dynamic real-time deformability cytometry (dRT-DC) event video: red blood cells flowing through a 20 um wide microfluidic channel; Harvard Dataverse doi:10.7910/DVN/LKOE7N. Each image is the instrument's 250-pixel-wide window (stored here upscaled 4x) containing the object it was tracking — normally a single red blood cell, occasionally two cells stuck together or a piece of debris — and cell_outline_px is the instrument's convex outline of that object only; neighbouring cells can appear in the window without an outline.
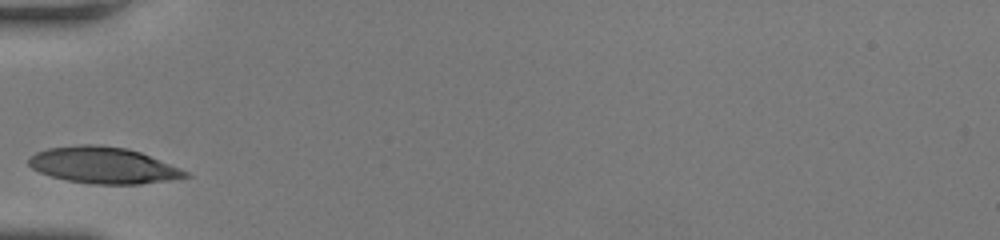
{"species": "human", "species_latin": "Homo sapiens", "temperature_condition": "room temperature", "stored_images_in_passage": 24, "camera_frame_rate_fps": 3000, "um_per_image_px": 0.085, "donor": {"sex": "female"}, "frame": {"image": 1, "passage_image": 1, "time_ms": 0.0, "image_size_px": [1000, 240], "cell_outline_px": [[192, 176], [172, 180], [140, 184], [92, 184], [68, 180], [52, 176], [40, 172], [32, 168], [28, 164], [28, 156], [36, 152], [48, 148], [76, 144], [96, 144], [128, 148], [140, 152], [180, 168], [188, 172]], "centroid_in_image_um": [8.78, 14.04], "position_along_channel_um": 76.2, "area_um2": 33.35}}
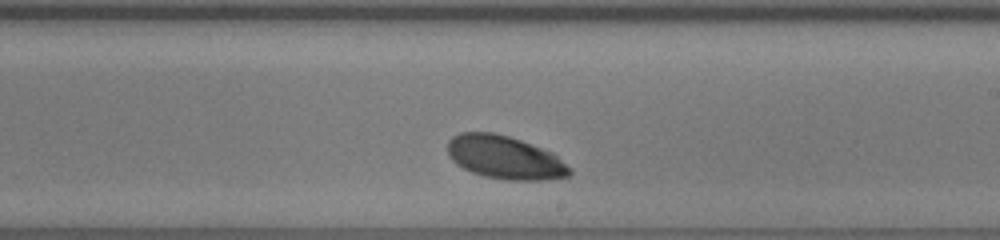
{"frame": {"image": 2, "passage_image": 14, "time_ms": 4.333, "image_size_px": [1000, 240], "cell_outline_px": [[572, 172], [568, 176], [540, 180], [508, 180], [484, 176], [472, 172], [456, 164], [452, 160], [448, 152], [448, 140], [452, 136], [460, 132], [492, 132], [508, 136], [520, 140], [552, 152], [572, 168]], "centroid_in_image_um": [42.9, 13.38], "position_along_channel_um": 246.1, "area_um2": 30.63}}
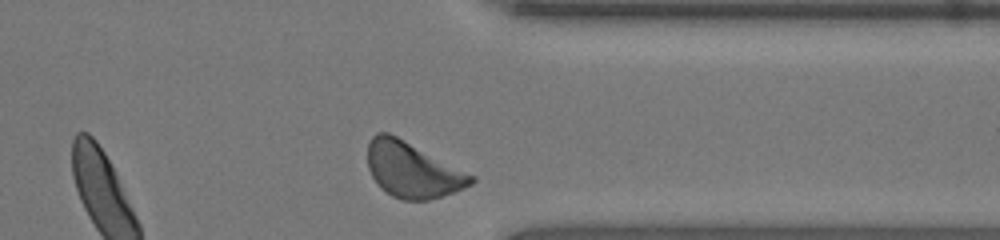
{"frame": {"image": 3, "passage_image": 24, "time_ms": 7.667, "image_size_px": [1000, 240], "cell_outline_px": [[476, 180], [472, 184], [464, 188], [428, 200], [404, 200], [392, 196], [372, 176], [368, 168], [368, 140], [376, 132], [388, 132], [476, 176]], "centroid_in_image_um": [35.06, 14.42], "position_along_channel_um": 376.3, "area_um2": 32.95}}